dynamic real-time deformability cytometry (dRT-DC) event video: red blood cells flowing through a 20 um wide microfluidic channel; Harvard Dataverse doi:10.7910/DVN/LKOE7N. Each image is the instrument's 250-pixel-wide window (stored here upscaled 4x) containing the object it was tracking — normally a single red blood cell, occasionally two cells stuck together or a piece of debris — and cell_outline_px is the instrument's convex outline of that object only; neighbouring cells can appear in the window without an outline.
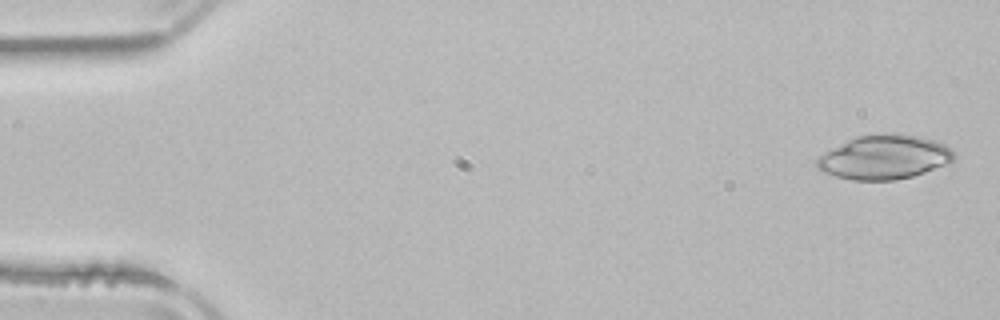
{"species": "common noctule bat (a hibernating species)", "species_latin": "Nyctalus noctula", "temperature_condition": "room temperature", "stored_images_in_passage": 51, "camera_frame_rate_fps": 3000, "um_per_image_px": 0.085, "animal": {"sex": "male", "body_mass_g": 21.5, "forearm_length_mm": 52.0}, "frame": {"image": 1, "passage_image": 1, "time_ms": 0.0, "image_size_px": [1000, 320], "cell_outline_px": [[956, 156], [952, 160], [944, 164], [912, 176], [896, 180], [852, 180], [820, 172], [816, 168], [816, 160], [820, 156], [848, 140], [856, 136], [916, 136], [932, 140], [944, 144], [952, 148]], "centroid_in_image_um": [75.14, 13.41], "position_along_channel_um": 9.9, "area_um2": 34.1}}
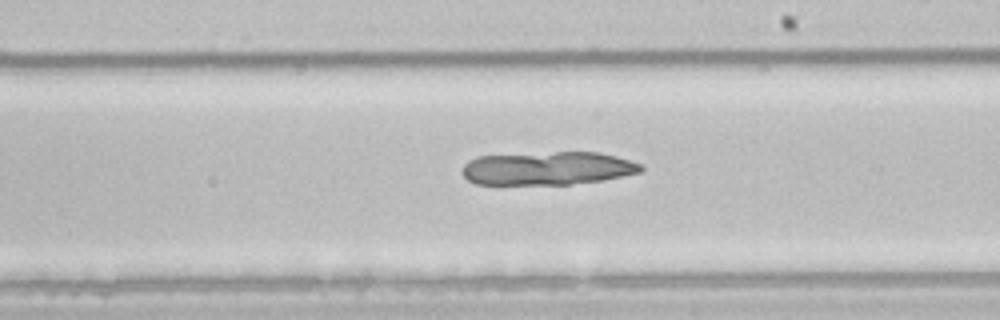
{"frame": {"image": 2, "passage_image": 29, "time_ms": 9.333, "image_size_px": [1000, 320], "cell_outline_px": [[644, 168], [640, 172], [604, 180], [568, 184], [476, 184], [468, 180], [464, 176], [464, 164], [468, 160], [476, 156], [556, 152], [600, 152], [616, 156], [640, 164]], "centroid_in_image_um": [46.55, 14.3], "position_along_channel_um": 242.4, "area_um2": 34.51}}
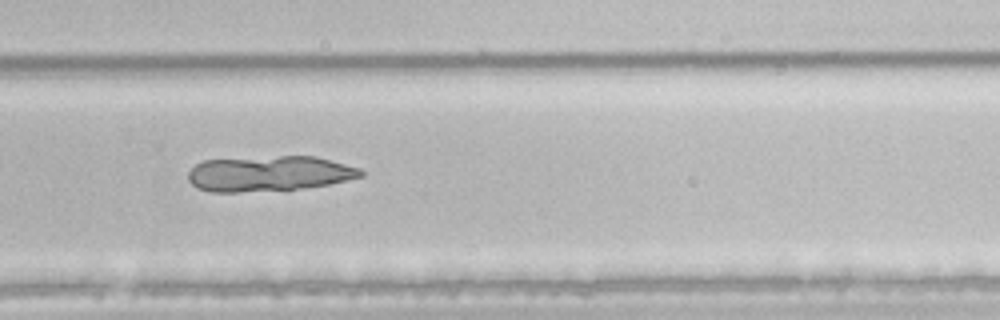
{"frame": {"image": 3, "passage_image": 34, "time_ms": 11.0, "image_size_px": [1000, 320], "cell_outline_px": [[364, 176], [328, 184], [300, 188], [236, 192], [212, 192], [196, 188], [188, 180], [188, 172], [196, 164], [204, 160], [280, 156], [316, 156], [360, 168], [364, 172]], "centroid_in_image_um": [22.86, 14.75], "position_along_channel_um": 306.9, "area_um2": 35.37}}